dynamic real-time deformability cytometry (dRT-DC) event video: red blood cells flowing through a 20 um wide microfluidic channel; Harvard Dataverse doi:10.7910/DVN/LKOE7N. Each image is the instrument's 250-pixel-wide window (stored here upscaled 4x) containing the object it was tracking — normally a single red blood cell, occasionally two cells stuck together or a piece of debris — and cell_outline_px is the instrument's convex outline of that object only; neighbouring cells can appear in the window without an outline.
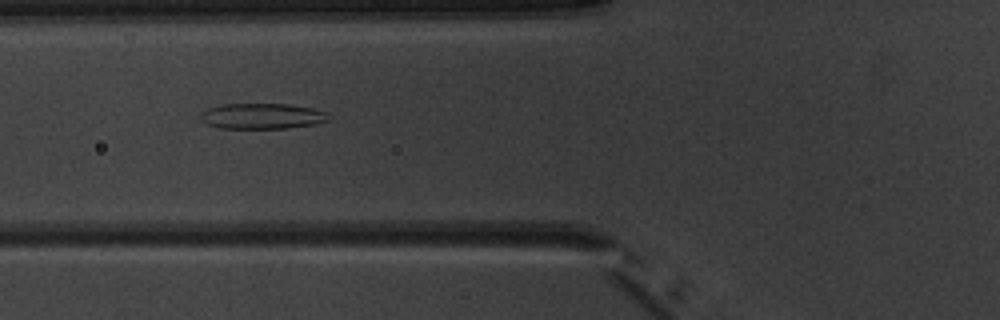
{"species": "common noctule bat (a hibernating species)", "species_latin": "Nyctalus noctula", "temperature_condition": "warm", "stored_images_in_passage": 9, "camera_frame_rate_fps": 3000, "um_per_image_px": 0.085, "animal": {"sex": "male", "body_mass_g": 20.1, "forearm_length_mm": 53.5}, "frame": {"image": 1, "passage_image": 6, "time_ms": 5.667, "image_size_px": [1000, 320], "cell_outline_px": [[332, 116], [328, 120], [316, 124], [288, 128], [220, 128], [208, 124], [200, 120], [200, 116], [208, 108], [220, 104], [288, 104], [312, 108], [328, 112]], "centroid_in_image_um": [22.32, 9.87], "position_along_channel_um": 103.5, "area_um2": 19.19}}
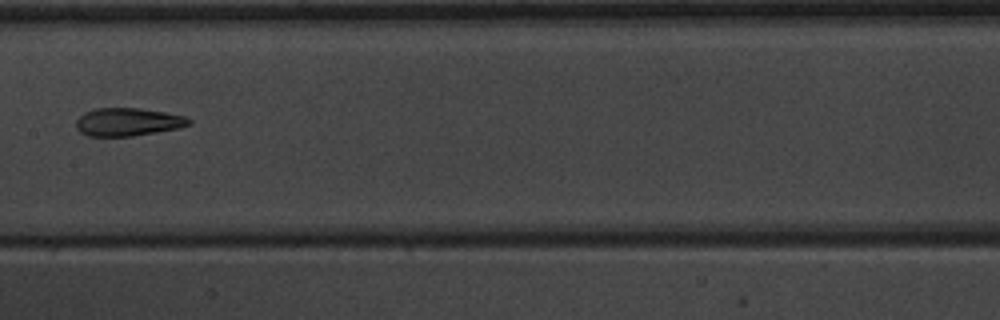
{"frame": {"image": 2, "passage_image": 8, "time_ms": 8.0, "image_size_px": [1000, 320], "cell_outline_px": [[192, 124], [180, 128], [132, 136], [88, 136], [80, 132], [76, 128], [76, 120], [84, 112], [96, 108], [140, 108], [164, 112], [184, 116], [192, 120]], "centroid_in_image_um": [10.87, 10.36], "position_along_channel_um": 196.5, "area_um2": 18.5}}
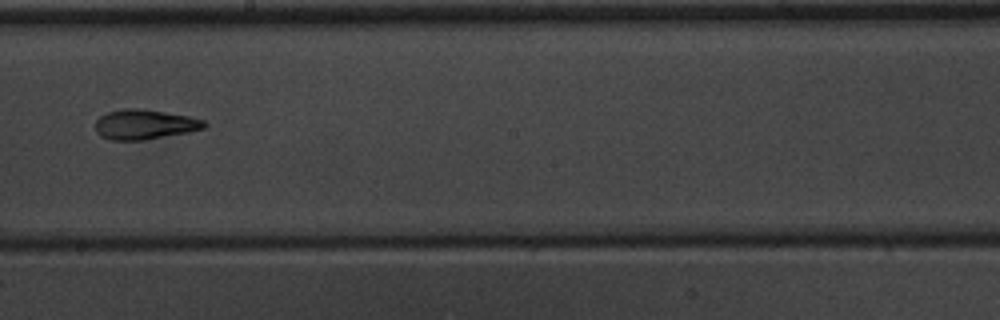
{"frame": {"image": 3, "passage_image": 9, "time_ms": 9.0, "image_size_px": [1000, 320], "cell_outline_px": [[208, 124], [204, 128], [188, 132], [144, 140], [112, 140], [100, 136], [96, 132], [96, 120], [100, 116], [108, 112], [124, 108], [136, 108], [164, 112], [188, 116], [204, 120]], "centroid_in_image_um": [12.28, 10.58], "position_along_channel_um": 235.9, "area_um2": 18.84}}